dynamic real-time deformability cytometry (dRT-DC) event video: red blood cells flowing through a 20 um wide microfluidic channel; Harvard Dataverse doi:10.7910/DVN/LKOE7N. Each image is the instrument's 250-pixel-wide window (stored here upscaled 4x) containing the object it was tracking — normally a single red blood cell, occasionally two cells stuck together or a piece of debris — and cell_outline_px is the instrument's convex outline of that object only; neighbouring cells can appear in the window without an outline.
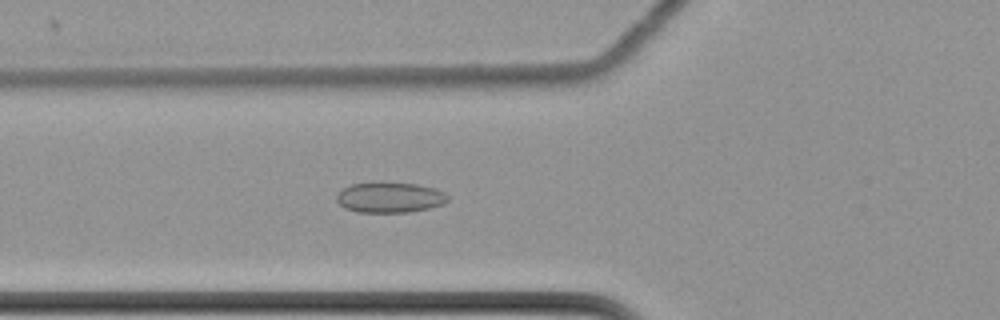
{"species": "common noctule bat (a hibernating species)", "species_latin": "Nyctalus noctula", "temperature_condition": "cold", "stored_images_in_passage": 54, "camera_frame_rate_fps": 3000, "um_per_image_px": 0.085, "animal": {"sex": "female", "body_mass_g": 22.7, "forearm_length_mm": 54.2}, "frame": {"image": 1, "passage_image": 24, "time_ms": 7.667, "image_size_px": [1000, 320], "cell_outline_px": [[448, 200], [444, 204], [428, 208], [408, 212], [356, 212], [344, 208], [336, 200], [336, 196], [344, 188], [352, 184], [416, 184], [436, 188], [444, 192], [448, 196]], "centroid_in_image_um": [33.16, 16.81], "position_along_channel_um": 92.6, "area_um2": 19.25}}
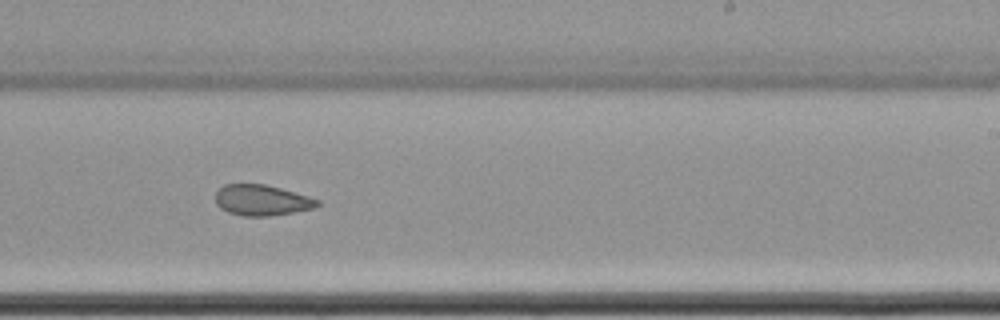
{"frame": {"image": 2, "passage_image": 39, "time_ms": 12.667, "image_size_px": [1000, 320], "cell_outline_px": [[320, 204], [316, 208], [268, 216], [244, 216], [228, 212], [220, 208], [216, 204], [216, 192], [224, 184], [264, 184], [280, 188], [308, 196], [320, 200]], "centroid_in_image_um": [22.25, 17.02], "position_along_channel_um": 266.7, "area_um2": 18.21}}
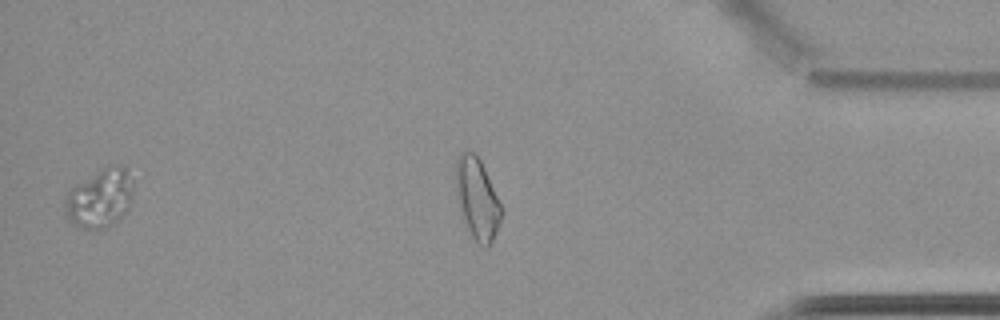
{"frame": {"image": 3, "passage_image": 52, "time_ms": 17.0, "image_size_px": [1000, 320], "cell_outline_px": [[136, 180], [128, 208], [116, 220], [104, 228], [96, 232], [92, 232], [72, 224], [68, 220], [64, 208], [64, 204], [68, 188], [108, 164], [120, 164]], "centroid_in_image_um": [8.47, 16.83], "position_along_channel_um": 426.7, "area_um2": 24.1}, "authors_computed_cell_mechanics": {"area_um2": 20.8947, "velocity_mm_per_s": 3.4855, "shape_relaxation_time_tau1_ms": null, "shape_relaxation_time_tau2_ms": 6.9561, "deformation_change_tau1": null, "deformation_change_tau2": 0.1215}}